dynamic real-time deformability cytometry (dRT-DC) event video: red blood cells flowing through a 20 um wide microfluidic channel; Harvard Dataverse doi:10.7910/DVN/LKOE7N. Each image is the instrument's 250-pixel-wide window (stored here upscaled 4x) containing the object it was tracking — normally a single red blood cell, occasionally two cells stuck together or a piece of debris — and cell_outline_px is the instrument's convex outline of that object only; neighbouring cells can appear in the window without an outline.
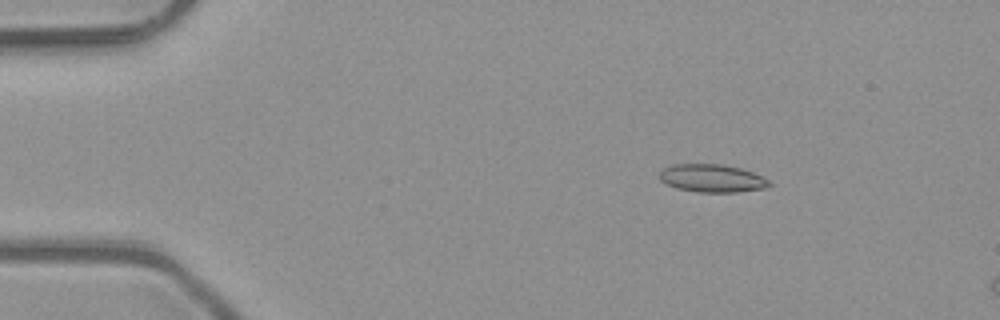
{"species": "common noctule bat (a hibernating species)", "species_latin": "Nyctalus noctula", "temperature_condition": "room temperature", "stored_images_in_passage": 48, "camera_frame_rate_fps": 3000, "um_per_image_px": 0.085, "animal": {"sex": "male", "body_mass_g": 23.1, "forearm_length_mm": 52.7}, "frame": {"image": 1, "passage_image": 5, "time_ms": 1.333, "image_size_px": [1000, 320], "cell_outline_px": [[772, 184], [768, 188], [736, 192], [700, 192], [676, 188], [660, 180], [660, 172], [664, 168], [672, 164], [724, 164], [740, 168], [752, 172], [768, 180]], "centroid_in_image_um": [60.54, 15.15], "position_along_channel_um": 24.5, "area_um2": 17.8}}
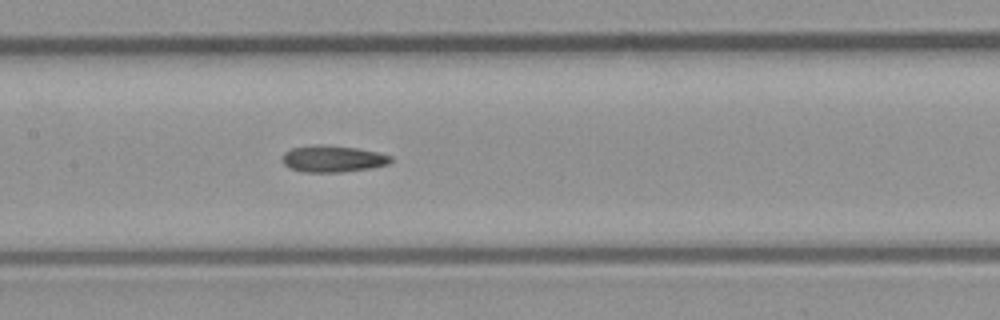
{"frame": {"image": 2, "passage_image": 22, "time_ms": 7.0, "image_size_px": [1000, 320], "cell_outline_px": [[392, 160], [388, 164], [372, 168], [340, 172], [304, 172], [288, 168], [280, 160], [280, 156], [284, 152], [292, 148], [312, 144], [324, 144], [360, 148], [392, 156]], "centroid_in_image_um": [28.23, 13.48], "position_along_channel_um": 179.2, "area_um2": 17.22}}
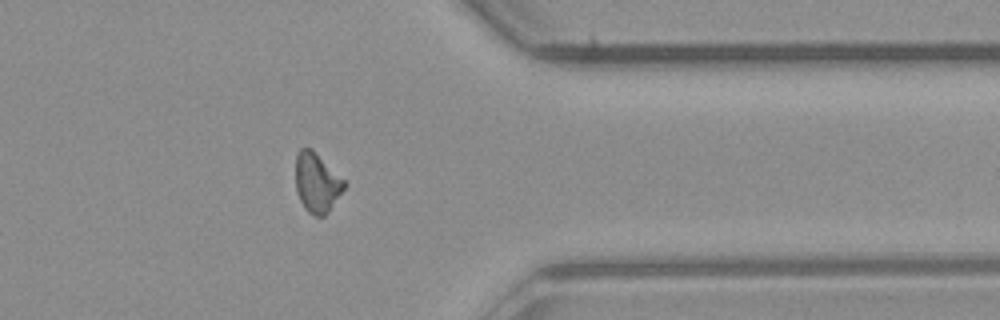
{"frame": {"image": 3, "passage_image": 38, "time_ms": 12.333, "image_size_px": [1000, 320], "cell_outline_px": [[348, 184], [328, 212], [324, 216], [316, 216], [308, 212], [304, 208], [300, 200], [296, 188], [296, 156], [300, 148], [312, 148]], "centroid_in_image_um": [26.94, 15.53], "position_along_channel_um": 384.5, "area_um2": 16.82}, "authors_computed_cell_mechanics": {"area_um2": 16.8198, "velocity_mm_per_s": 4.082, "shape_relaxation_time_tau1_ms": null, "shape_relaxation_time_tau2_ms": 6.9153, "deformation_change_tau1": null, "deformation_change_tau2": 0.16}}